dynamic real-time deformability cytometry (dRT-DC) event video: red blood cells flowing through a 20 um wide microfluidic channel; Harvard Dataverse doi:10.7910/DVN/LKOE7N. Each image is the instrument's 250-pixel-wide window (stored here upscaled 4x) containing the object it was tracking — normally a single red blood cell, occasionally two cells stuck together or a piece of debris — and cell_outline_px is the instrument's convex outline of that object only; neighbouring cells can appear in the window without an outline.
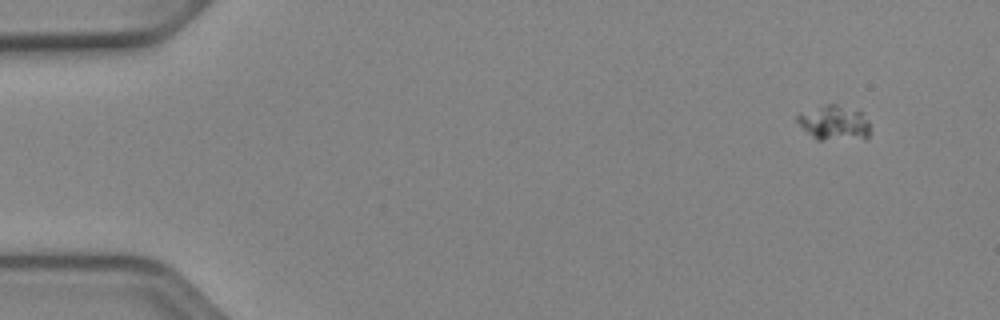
{"species": "Egyptian fruit bat (a non-hibernating species)", "species_latin": "Rousettus aegyptiacus", "temperature_condition": "cold", "stored_images_in_passage": 50, "camera_frame_rate_fps": 3000, "um_per_image_px": 0.085, "animal": {"sex": "female"}, "frame": {"image": 1, "passage_image": 1, "time_ms": 0.0, "image_size_px": [1000, 320], "cell_outline_px": [[868, 136], [820, 140], [816, 140], [796, 120], [796, 116], [820, 104], [836, 104], [864, 112], [868, 124]], "centroid_in_image_um": [70.87, 10.39], "position_along_channel_um": 14.1, "area_um2": 14.33}}
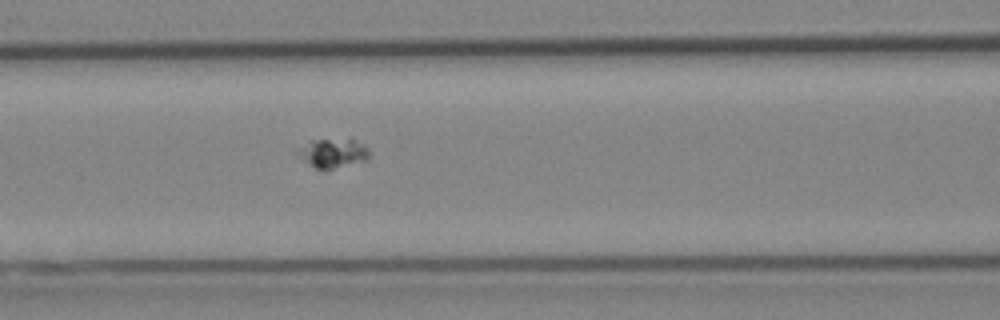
{"frame": {"image": 2, "passage_image": 20, "time_ms": 6.333, "image_size_px": [1000, 320], "cell_outline_px": [[368, 160], [332, 168], [316, 168], [300, 156], [296, 152], [308, 140], [352, 140], [364, 144], [368, 148]], "centroid_in_image_um": [28.32, 13.0], "position_along_channel_um": 138.3, "area_um2": 11.56}}
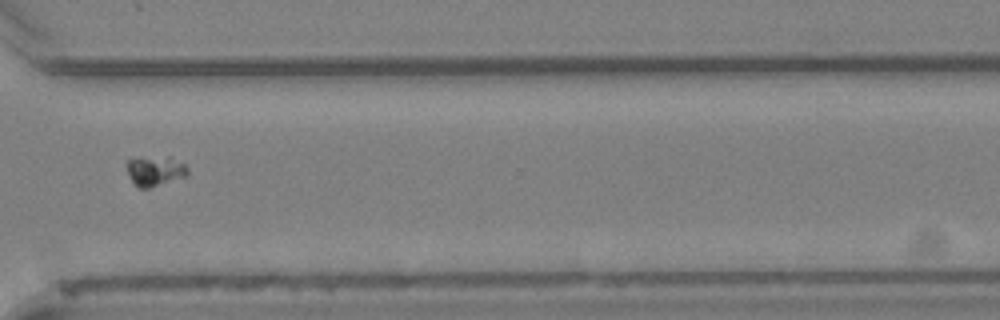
{"frame": {"image": 3, "passage_image": 37, "time_ms": 12.0, "image_size_px": [1000, 320], "cell_outline_px": [[188, 176], [148, 188], [140, 188], [132, 180], [128, 172], [128, 160], [140, 156], [172, 156], [184, 164], [188, 168]], "centroid_in_image_um": [13.23, 14.49], "position_along_channel_um": 357.4, "area_um2": 10.75}}